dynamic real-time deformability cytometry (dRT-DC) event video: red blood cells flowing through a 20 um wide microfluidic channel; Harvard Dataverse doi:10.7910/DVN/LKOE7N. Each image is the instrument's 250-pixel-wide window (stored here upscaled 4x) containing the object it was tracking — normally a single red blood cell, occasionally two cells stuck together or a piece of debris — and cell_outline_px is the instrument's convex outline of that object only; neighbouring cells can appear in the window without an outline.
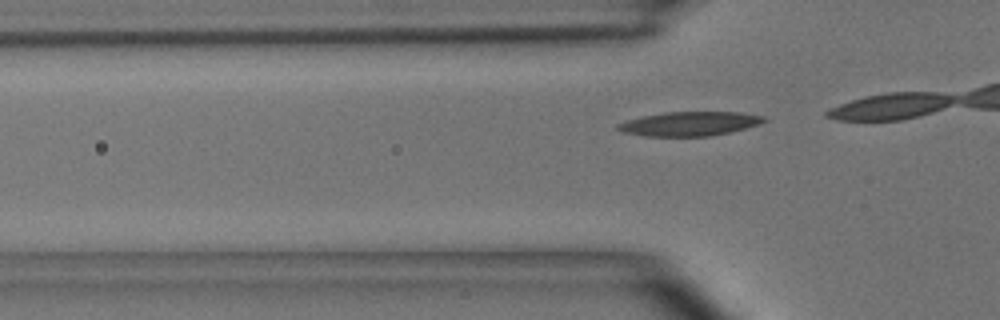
{"species": "common noctule bat (a hibernating species)", "species_latin": "Nyctalus noctula", "temperature_condition": "room temperature", "stored_images_in_passage": 4, "camera_frame_rate_fps": 3000, "um_per_image_px": 0.085, "animal": {"sex": "male", "body_mass_g": 15.6}, "frame": {"image": 1, "passage_image": 4, "time_ms": 3.667, "image_size_px": [1000, 320], "cell_outline_px": [[768, 120], [760, 124], [732, 132], [712, 136], [644, 136], [624, 132], [616, 128], [616, 124], [628, 120], [644, 116], [664, 112], [740, 112], [764, 116]], "centroid_in_image_um": [58.66, 10.52], "position_along_channel_um": 67.1, "area_um2": 20.63}}